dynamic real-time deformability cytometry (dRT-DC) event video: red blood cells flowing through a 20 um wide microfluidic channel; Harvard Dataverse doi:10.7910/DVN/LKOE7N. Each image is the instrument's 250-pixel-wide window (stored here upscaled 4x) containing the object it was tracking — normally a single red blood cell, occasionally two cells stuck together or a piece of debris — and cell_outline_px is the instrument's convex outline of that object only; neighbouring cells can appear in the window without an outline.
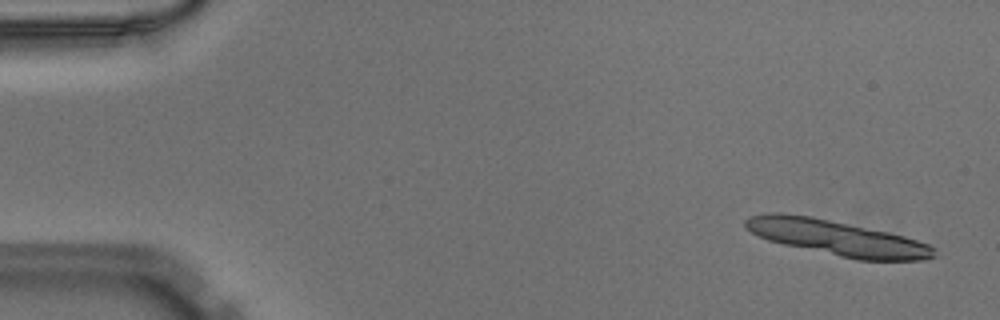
{"species": "Egyptian fruit bat (a non-hibernating species)", "species_latin": "Rousettus aegyptiacus", "temperature_condition": "warm", "stored_images_in_passage": 4, "camera_frame_rate_fps": 3000, "um_per_image_px": 0.085, "animal": {"sex": "male"}, "frame": {"image": 1, "passage_image": 1, "time_ms": 0.0, "image_size_px": [1000, 320], "cell_outline_px": [[936, 256], [920, 260], [856, 260], [784, 244], [768, 240], [752, 232], [744, 224], [744, 220], [748, 216], [768, 212], [784, 212], [812, 216], [888, 232], [904, 236], [928, 244], [936, 248]], "centroid_in_image_um": [71.13, 20.2], "position_along_channel_um": 13.9, "area_um2": 38.67}}